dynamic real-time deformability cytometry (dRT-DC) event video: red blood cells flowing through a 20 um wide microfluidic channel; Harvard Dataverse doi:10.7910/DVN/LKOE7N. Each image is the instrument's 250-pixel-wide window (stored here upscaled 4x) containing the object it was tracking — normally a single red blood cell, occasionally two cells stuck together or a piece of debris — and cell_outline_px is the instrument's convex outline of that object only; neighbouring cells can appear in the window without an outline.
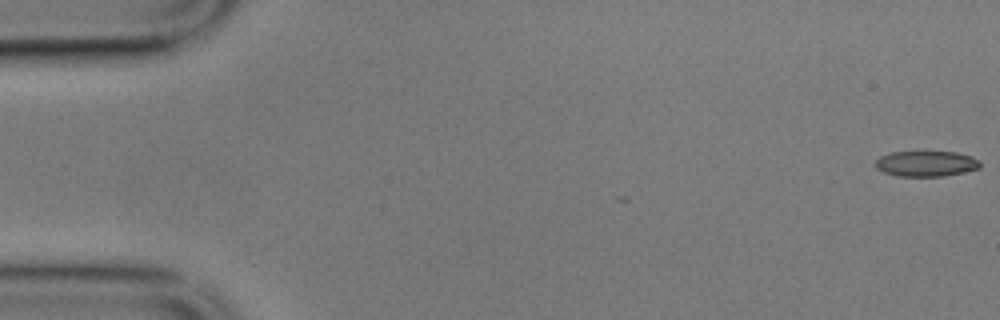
{"species": "common noctule bat (a hibernating species)", "species_latin": "Nyctalus noctula", "temperature_condition": "cold", "stored_images_in_passage": 6, "camera_frame_rate_fps": 3000, "um_per_image_px": 0.085, "animal": {"sex": "male", "body_mass_g": 17.9}, "frame": {"image": 1, "passage_image": 1, "time_ms": 0.0, "image_size_px": [1000, 320], "cell_outline_px": [[980, 168], [964, 172], [944, 176], [896, 176], [884, 172], [876, 168], [876, 160], [880, 156], [892, 152], [956, 152], [972, 156], [980, 164]], "centroid_in_image_um": [78.71, 13.91], "position_along_channel_um": 6.3, "area_um2": 15.49}}